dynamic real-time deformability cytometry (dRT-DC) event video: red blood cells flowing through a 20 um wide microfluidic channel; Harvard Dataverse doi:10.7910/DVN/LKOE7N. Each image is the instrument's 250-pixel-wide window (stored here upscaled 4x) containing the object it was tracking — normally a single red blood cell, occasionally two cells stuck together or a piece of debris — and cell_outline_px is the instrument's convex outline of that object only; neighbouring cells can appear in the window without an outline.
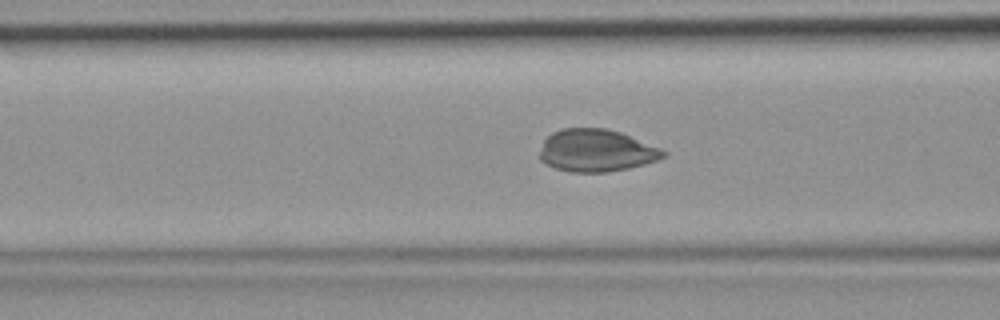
{"species": "common noctule bat (a hibernating species)", "species_latin": "Nyctalus noctula", "temperature_condition": "room temperature", "stored_images_in_passage": 46, "camera_frame_rate_fps": 3000, "um_per_image_px": 0.085, "animal": {"sex": "female", "body_mass_g": 19.9}, "frame": {"image": 1, "passage_image": 18, "time_ms": 5.667, "image_size_px": [1000, 320], "cell_outline_px": [[668, 156], [644, 164], [628, 168], [604, 172], [568, 172], [544, 164], [540, 160], [540, 152], [544, 140], [552, 132], [564, 128], [604, 128], [620, 132], [660, 148], [668, 152]], "centroid_in_image_um": [50.68, 12.8], "position_along_channel_um": 115.9, "area_um2": 30.46}}
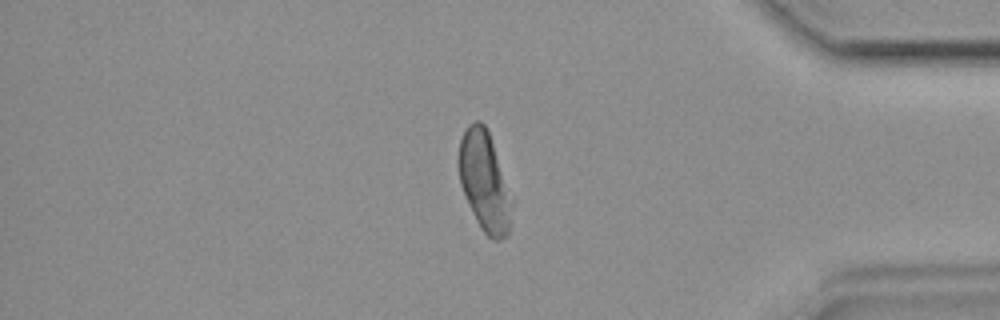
{"frame": {"image": 2, "passage_image": 39, "time_ms": 12.667, "image_size_px": [1000, 320], "cell_outline_px": [[508, 236], [500, 240], [492, 240], [480, 228], [472, 212], [460, 184], [460, 140], [468, 124], [476, 120], [480, 120], [484, 124], [488, 132], [492, 144], [508, 200]], "centroid_in_image_um": [41.09, 15.43], "position_along_channel_um": 394.1, "area_um2": 28.55}}
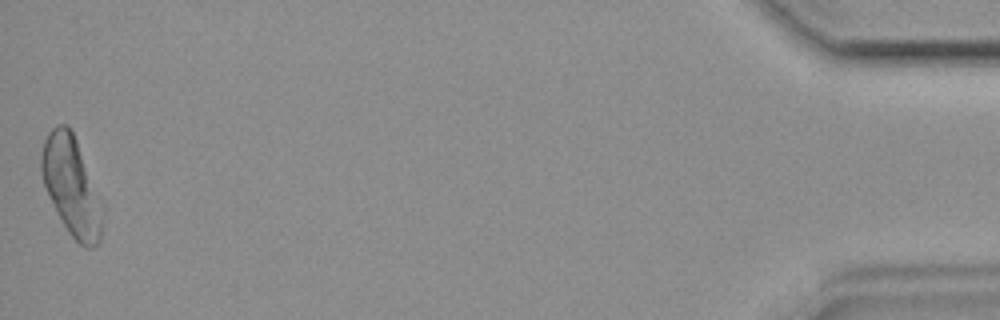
{"frame": {"image": 3, "passage_image": 46, "time_ms": 15.0, "image_size_px": [1000, 320], "cell_outline_px": [[104, 212], [100, 244], [92, 248], [84, 248], [68, 232], [44, 184], [40, 172], [40, 156], [44, 140], [48, 132], [56, 124], [68, 124], [76, 140], [104, 208]], "centroid_in_image_um": [6.09, 15.84], "position_along_channel_um": 429.1, "area_um2": 34.91}}